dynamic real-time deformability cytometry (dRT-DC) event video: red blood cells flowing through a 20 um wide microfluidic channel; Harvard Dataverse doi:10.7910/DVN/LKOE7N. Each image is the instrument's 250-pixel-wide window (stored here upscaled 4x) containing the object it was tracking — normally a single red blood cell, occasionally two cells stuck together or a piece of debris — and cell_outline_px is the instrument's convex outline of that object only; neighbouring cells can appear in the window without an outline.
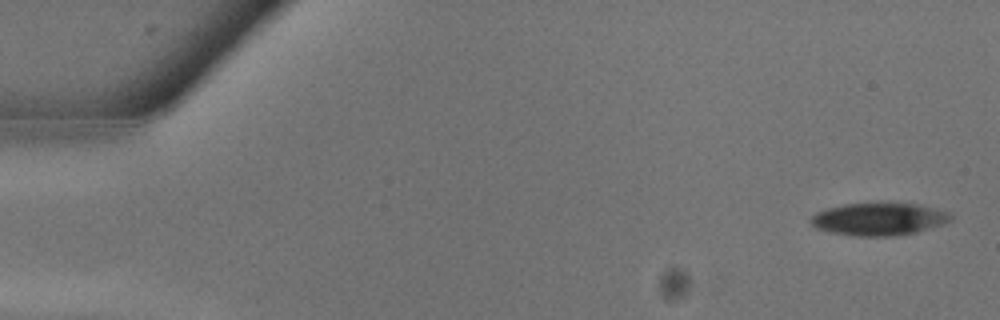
{"species": "common noctule bat (a hibernating species)", "species_latin": "Nyctalus noctula", "temperature_condition": "warm", "stored_images_in_passage": 13, "camera_frame_rate_fps": 3000, "um_per_image_px": 0.085, "animal": {"sex": "male", "body_mass_g": 13.3}, "frame": {"image": 1, "passage_image": 1, "time_ms": 0.0, "image_size_px": [1000, 320], "cell_outline_px": [[952, 216], [944, 224], [916, 232], [896, 236], [852, 236], [832, 232], [816, 228], [808, 220], [816, 212], [828, 208], [844, 204], [920, 204], [948, 212]], "centroid_in_image_um": [74.68, 18.64], "position_along_channel_um": 10.3, "area_um2": 26.24}}
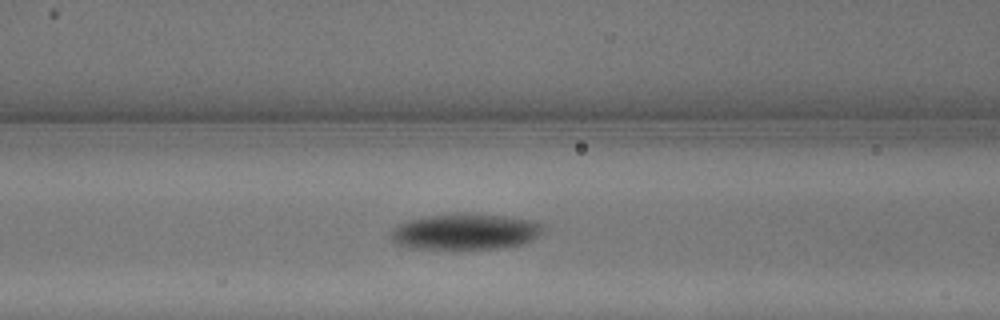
{"frame": {"image": 2, "passage_image": 11, "time_ms": 3.333, "image_size_px": [1000, 320], "cell_outline_px": [[544, 232], [536, 240], [504, 248], [412, 248], [400, 244], [392, 240], [392, 228], [396, 224], [408, 220], [424, 216], [456, 212], [476, 212], [536, 220], [544, 224]], "centroid_in_image_um": [39.64, 19.65], "position_along_channel_um": 127.0, "area_um2": 32.66}}
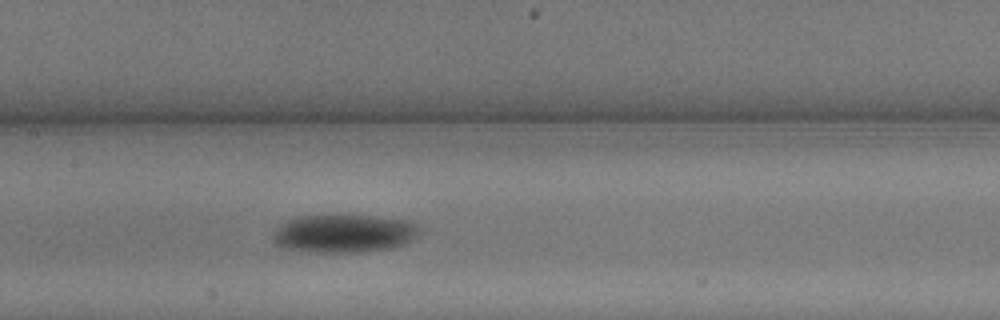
{"frame": {"image": 3, "passage_image": 13, "time_ms": 4.0, "image_size_px": [1000, 320], "cell_outline_px": [[420, 232], [412, 240], [404, 244], [392, 248], [348, 252], [320, 252], [284, 248], [276, 244], [272, 240], [272, 236], [276, 228], [284, 220], [296, 216], [344, 212], [408, 220], [420, 224]], "centroid_in_image_um": [29.23, 19.78], "position_along_channel_um": 178.2, "area_um2": 33.76}}